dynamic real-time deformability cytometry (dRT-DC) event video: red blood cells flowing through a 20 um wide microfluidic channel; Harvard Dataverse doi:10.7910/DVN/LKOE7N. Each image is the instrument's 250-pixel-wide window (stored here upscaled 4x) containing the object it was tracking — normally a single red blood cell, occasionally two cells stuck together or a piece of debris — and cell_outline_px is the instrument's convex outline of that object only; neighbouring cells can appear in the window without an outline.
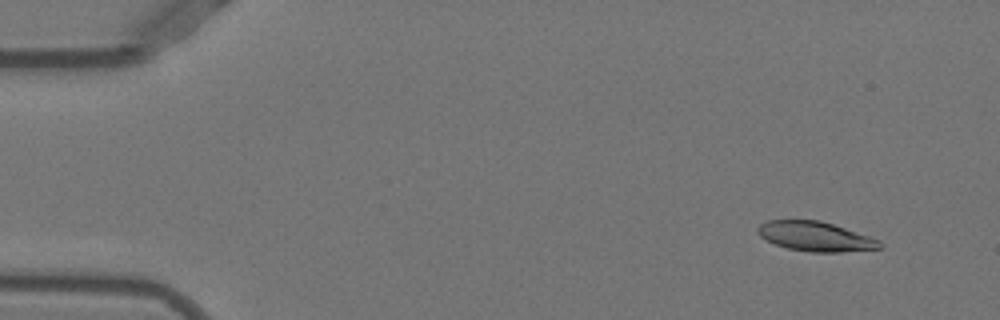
{"species": "Egyptian fruit bat (a non-hibernating species)", "species_latin": "Rousettus aegyptiacus", "temperature_condition": "warm", "stored_images_in_passage": 50, "segment_of_instrument_passage": [1, 2], "camera_frame_rate_fps": 3000, "um_per_image_px": 0.085, "animal": {"sex": "female"}, "frame": {"image": 1, "passage_image": 2, "time_ms": 0.333, "image_size_px": [1000, 320], "cell_outline_px": [[884, 244], [880, 248], [840, 252], [812, 252], [788, 248], [776, 244], [760, 236], [756, 232], [756, 228], [760, 224], [768, 220], [820, 220], [880, 240]], "centroid_in_image_um": [69.3, 20.09], "position_along_channel_um": 15.7, "area_um2": 20.81}}
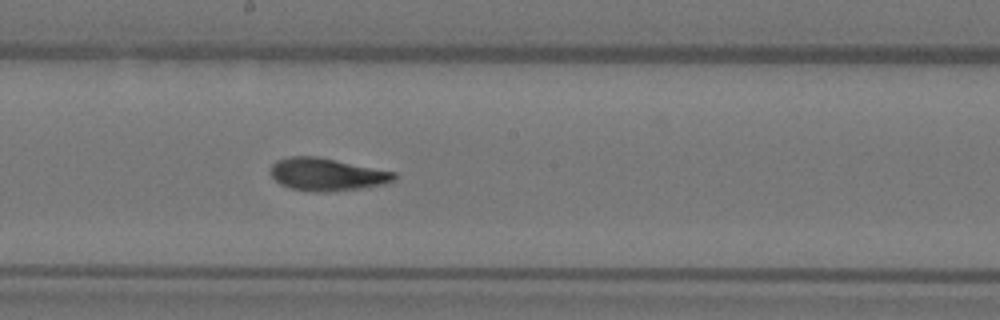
{"frame": {"image": 2, "passage_image": 26, "time_ms": 8.333, "image_size_px": [1000, 320], "cell_outline_px": [[396, 180], [384, 184], [360, 188], [328, 192], [316, 192], [292, 188], [280, 184], [272, 176], [272, 164], [276, 160], [288, 156], [320, 156], [396, 172]], "centroid_in_image_um": [27.81, 14.81], "position_along_channel_um": 220.4, "area_um2": 23.58}}
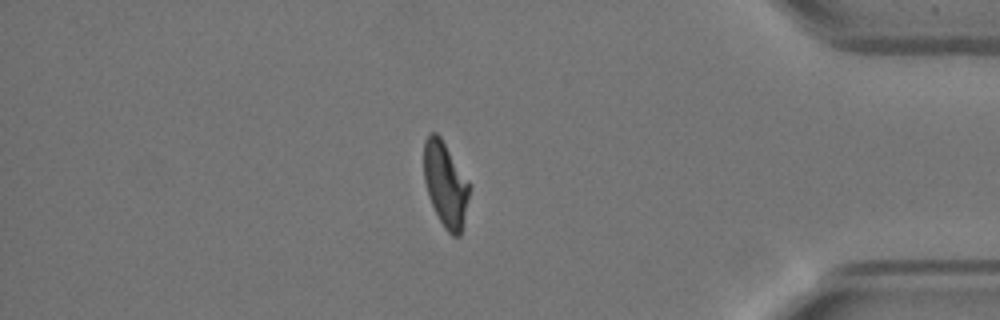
{"frame": {"image": 3, "passage_image": 42, "time_ms": 13.667, "image_size_px": [1000, 320], "cell_outline_px": [[468, 196], [460, 236], [452, 236], [444, 228], [428, 196], [424, 180], [424, 140], [428, 132], [436, 132], [440, 136], [468, 180]], "centroid_in_image_um": [37.83, 15.63], "position_along_channel_um": 397.4, "area_um2": 22.08}}